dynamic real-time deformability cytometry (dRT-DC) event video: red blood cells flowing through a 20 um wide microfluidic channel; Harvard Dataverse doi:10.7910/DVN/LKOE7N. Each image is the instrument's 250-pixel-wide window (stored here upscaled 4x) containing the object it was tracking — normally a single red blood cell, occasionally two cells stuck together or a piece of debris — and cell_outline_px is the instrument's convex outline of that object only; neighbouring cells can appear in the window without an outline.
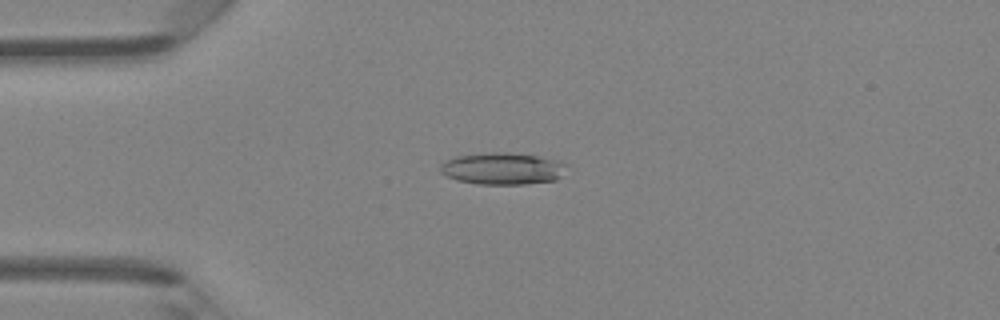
{"species": "Egyptian fruit bat (a non-hibernating species)", "species_latin": "Rousettus aegyptiacus", "temperature_condition": "room temperature", "stored_images_in_passage": 3, "camera_frame_rate_fps": 3000, "um_per_image_px": 0.085, "animal": {"sex": "female"}, "frame": {"image": 1, "passage_image": 2, "time_ms": 0.333, "image_size_px": [1000, 320], "cell_outline_px": [[568, 164], [560, 176], [556, 180], [528, 184], [476, 184], [456, 180], [440, 172], [440, 164], [444, 160], [456, 156], [488, 152], [508, 152], [536, 156], [560, 160]], "centroid_in_image_um": [42.7, 14.32], "position_along_channel_um": 42.3, "area_um2": 23.7}}